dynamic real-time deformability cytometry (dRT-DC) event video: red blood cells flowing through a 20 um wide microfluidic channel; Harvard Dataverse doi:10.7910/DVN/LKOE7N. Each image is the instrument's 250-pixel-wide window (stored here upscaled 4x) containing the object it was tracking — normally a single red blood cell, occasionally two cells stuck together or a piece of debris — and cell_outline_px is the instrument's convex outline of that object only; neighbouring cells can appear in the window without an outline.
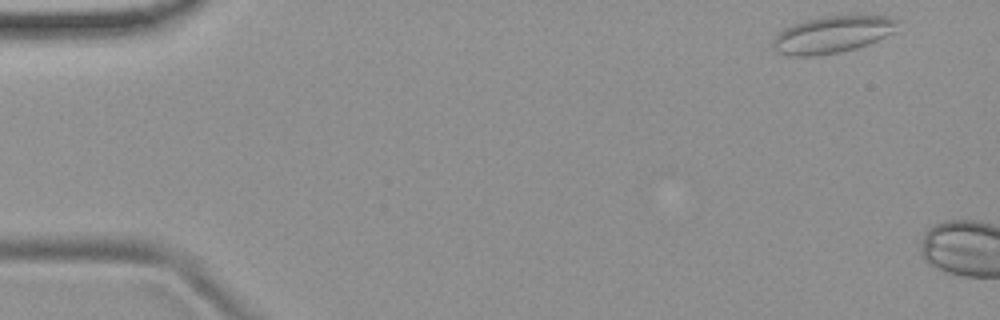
{"species": "common noctule bat (a hibernating species)", "species_latin": "Nyctalus noctula", "temperature_condition": "room temperature", "stored_images_in_passage": 5, "camera_frame_rate_fps": 3000, "um_per_image_px": 0.085, "animal": {"sex": "female", "body_mass_g": 19.9}, "frame": {"image": 1, "passage_image": 2, "time_ms": 0.333, "image_size_px": [1000, 320], "cell_outline_px": [[900, 20], [896, 32], [868, 44], [856, 48], [840, 52], [816, 56], [788, 56], [776, 52], [772, 48], [772, 40], [784, 28], [804, 20], [828, 16], [888, 16]], "centroid_in_image_um": [70.75, 2.95], "position_along_channel_um": 14.2, "area_um2": 26.99}}